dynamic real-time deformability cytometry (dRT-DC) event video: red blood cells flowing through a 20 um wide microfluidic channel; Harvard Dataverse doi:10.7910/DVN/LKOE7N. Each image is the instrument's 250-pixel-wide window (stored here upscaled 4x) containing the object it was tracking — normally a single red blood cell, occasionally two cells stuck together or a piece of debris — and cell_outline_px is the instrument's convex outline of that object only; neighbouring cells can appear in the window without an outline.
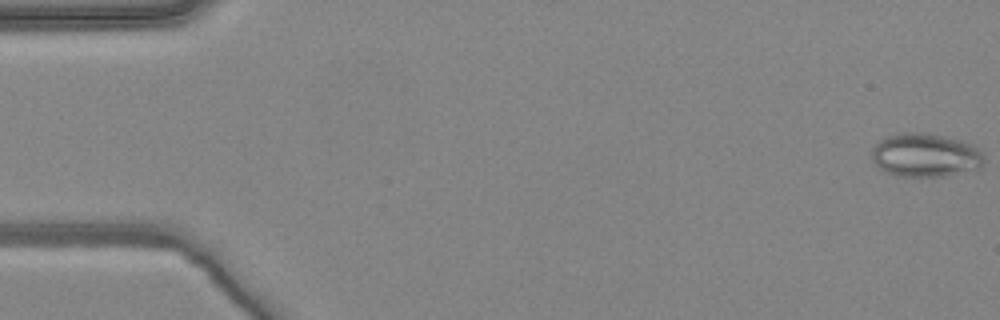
{"species": "common noctule bat (a hibernating species)", "species_latin": "Nyctalus noctula", "temperature_condition": "warm", "stored_images_in_passage": 5, "camera_frame_rate_fps": 3000, "um_per_image_px": 0.085, "animal": {"sex": "female", "body_mass_g": 24.6, "forearm_length_mm": 56.2}, "frame": {"image": 1, "passage_image": 1, "time_ms": 0.0, "image_size_px": [1000, 320], "cell_outline_px": [[984, 164], [980, 168], [944, 176], [896, 176], [884, 172], [872, 160], [872, 148], [880, 140], [888, 136], [900, 132], [924, 132], [944, 136], [976, 144], [984, 156]], "centroid_in_image_um": [78.68, 13.18], "position_along_channel_um": 6.3, "area_um2": 28.84}}